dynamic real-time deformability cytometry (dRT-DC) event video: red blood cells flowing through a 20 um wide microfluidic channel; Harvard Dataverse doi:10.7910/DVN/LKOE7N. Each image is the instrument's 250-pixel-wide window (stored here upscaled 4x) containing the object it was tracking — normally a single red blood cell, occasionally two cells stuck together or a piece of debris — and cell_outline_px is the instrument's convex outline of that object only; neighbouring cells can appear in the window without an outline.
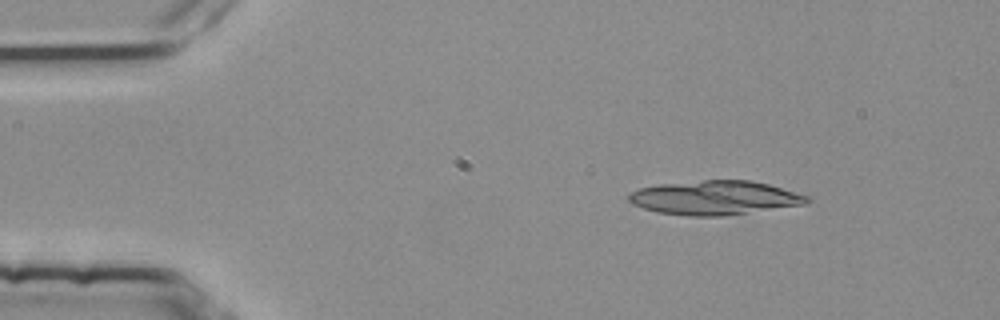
{"species": "common noctule bat (a hibernating species)", "species_latin": "Nyctalus noctula", "temperature_condition": "room temperature", "stored_images_in_passage": 4, "segment_of_instrument_passage": [1, 2], "camera_frame_rate_fps": 3000, "um_per_image_px": 0.085, "animal": {"sex": "female", "body_mass_g": 25.1}, "frame": {"image": 1, "passage_image": 1, "time_ms": 0.0, "image_size_px": [1000, 320], "cell_outline_px": [[812, 200], [808, 204], [724, 216], [688, 216], [660, 212], [644, 208], [632, 204], [628, 200], [628, 196], [632, 192], [640, 188], [660, 184], [704, 180], [752, 180], [768, 184], [808, 196]], "centroid_in_image_um": [60.8, 16.81], "position_along_channel_um": 24.2, "area_um2": 35.32}}